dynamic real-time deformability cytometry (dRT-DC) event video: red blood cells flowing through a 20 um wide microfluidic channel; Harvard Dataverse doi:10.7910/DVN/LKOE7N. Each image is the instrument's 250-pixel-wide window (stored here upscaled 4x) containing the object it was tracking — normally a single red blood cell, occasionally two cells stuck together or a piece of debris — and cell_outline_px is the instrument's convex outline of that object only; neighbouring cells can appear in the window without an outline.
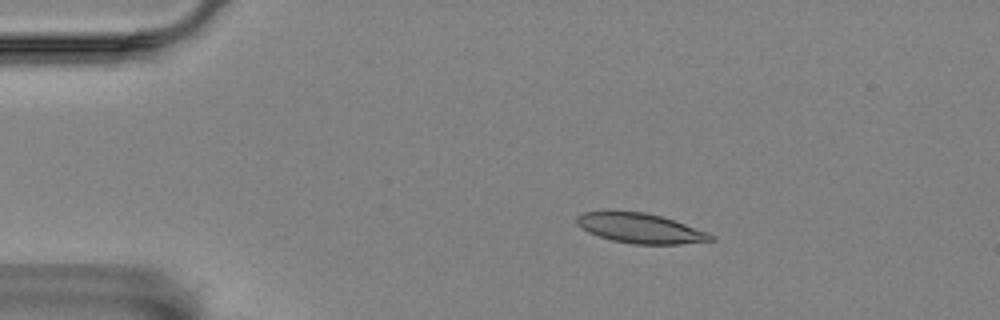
{"species": "Egyptian fruit bat (a non-hibernating species)", "species_latin": "Rousettus aegyptiacus", "temperature_condition": "room temperature", "stored_images_in_passage": 6, "camera_frame_rate_fps": 3000, "um_per_image_px": 0.085, "animal": {"sex": "female"}, "frame": {"image": 1, "passage_image": 3, "time_ms": 0.667, "image_size_px": [1000, 320], "cell_outline_px": [[716, 240], [680, 244], [632, 244], [612, 240], [588, 232], [580, 228], [576, 224], [576, 216], [584, 212], [644, 212], [660, 216], [708, 232], [716, 236]], "centroid_in_image_um": [54.44, 19.42], "position_along_channel_um": 30.6, "area_um2": 23.06}}
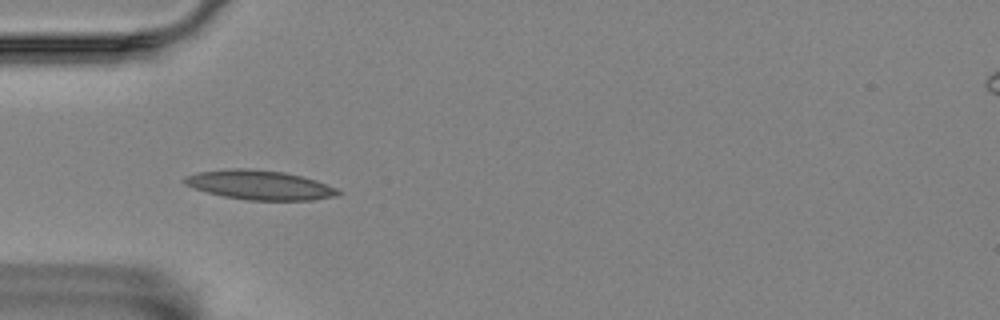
{"frame": {"image": 2, "passage_image": 5, "time_ms": 1.333, "image_size_px": [1000, 320], "cell_outline_px": [[344, 192], [340, 196], [312, 200], [248, 200], [224, 196], [208, 192], [184, 184], [184, 176], [196, 172], [236, 168], [244, 168], [284, 172], [316, 180], [336, 188]], "centroid_in_image_um": [22.12, 15.73], "position_along_channel_um": 62.9, "area_um2": 26.18}}
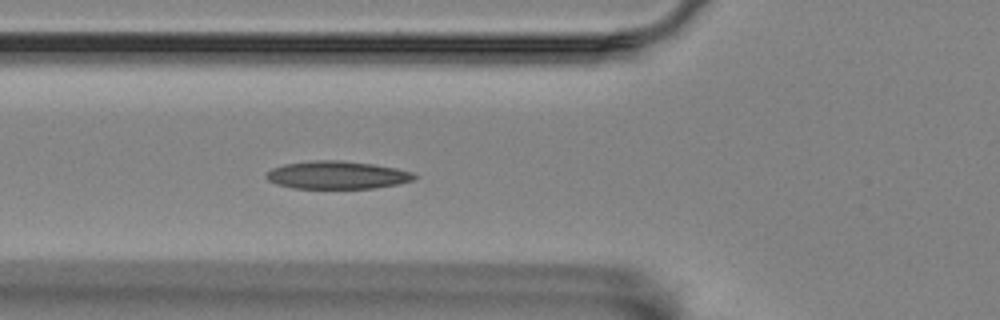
{"frame": {"image": 3, "passage_image": 6, "time_ms": 1.667, "image_size_px": [1000, 320], "cell_outline_px": [[416, 176], [412, 180], [396, 184], [376, 188], [292, 188], [276, 184], [268, 180], [264, 176], [272, 168], [284, 164], [308, 160], [340, 160], [372, 164], [396, 168], [412, 172]], "centroid_in_image_um": [28.6, 14.87], "position_along_channel_um": 97.2, "area_um2": 23.99}}